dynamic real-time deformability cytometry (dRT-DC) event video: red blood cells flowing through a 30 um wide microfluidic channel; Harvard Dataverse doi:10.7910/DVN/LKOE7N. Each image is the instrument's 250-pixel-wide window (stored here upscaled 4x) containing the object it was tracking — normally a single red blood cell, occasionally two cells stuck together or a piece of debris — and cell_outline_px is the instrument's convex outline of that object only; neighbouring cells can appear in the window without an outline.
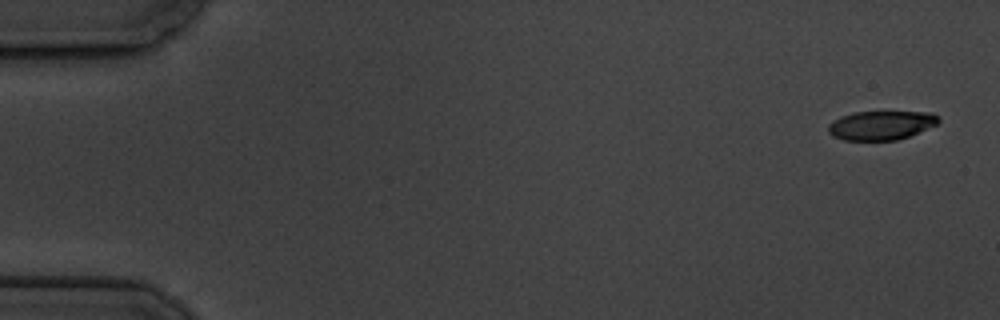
{"species": "common noctule bat (a hibernating species)", "species_latin": "Nyctalus noctula", "temperature_condition": "cold", "stored_images_in_passage": 9, "camera_frame_rate_fps": 3000, "um_per_image_px": 0.085, "animal": {"sex": "male", "body_mass_g": 19.5, "forearm_length_mm": 54.6}, "frame": {"image": 1, "passage_image": 1, "time_ms": 0.0, "image_size_px": [1000, 320], "cell_outline_px": [[940, 120], [936, 124], [908, 136], [896, 140], [844, 140], [832, 136], [828, 132], [828, 124], [840, 116], [856, 112], [932, 112], [940, 116]], "centroid_in_image_um": [74.87, 10.64], "position_along_channel_um": 10.1, "area_um2": 18.55}}
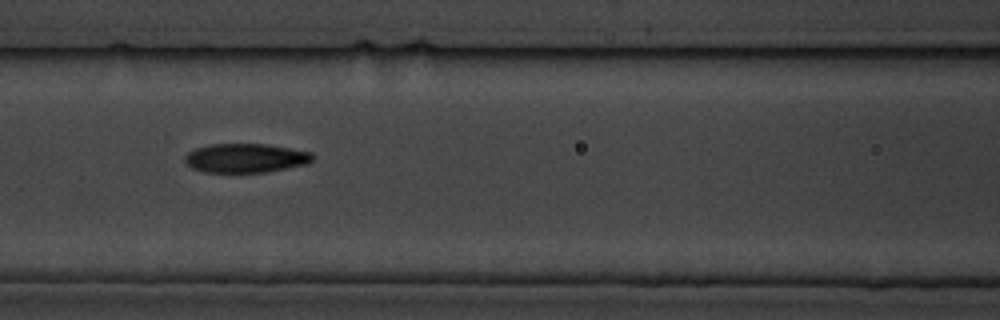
{"frame": {"image": 2, "passage_image": 8, "time_ms": 8.0, "image_size_px": [1000, 320], "cell_outline_px": [[316, 156], [308, 164], [264, 172], [204, 172], [192, 168], [184, 160], [184, 156], [188, 152], [196, 148], [208, 144], [264, 144], [312, 152]], "centroid_in_image_um": [20.88, 13.43], "position_along_channel_um": 145.7, "area_um2": 21.62}}
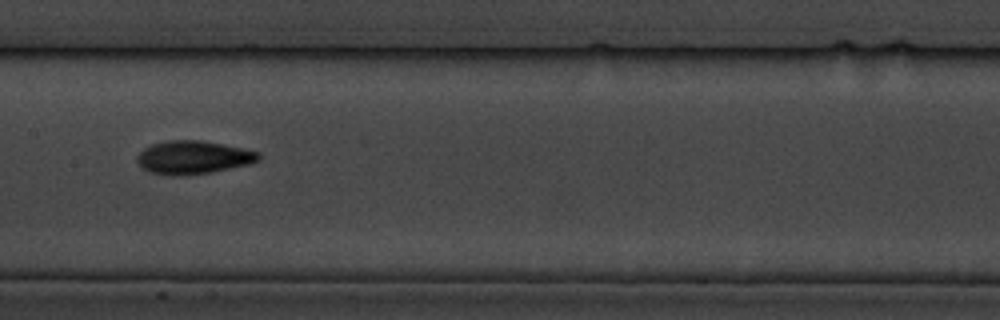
{"frame": {"image": 3, "passage_image": 9, "time_ms": 9.333, "image_size_px": [1000, 320], "cell_outline_px": [[260, 156], [256, 160], [248, 164], [212, 172], [176, 176], [172, 176], [152, 172], [144, 168], [136, 160], [140, 152], [144, 148], [152, 144], [168, 140], [200, 140], [260, 152]], "centroid_in_image_um": [16.4, 13.37], "position_along_channel_um": 191.0, "area_um2": 23.06}}